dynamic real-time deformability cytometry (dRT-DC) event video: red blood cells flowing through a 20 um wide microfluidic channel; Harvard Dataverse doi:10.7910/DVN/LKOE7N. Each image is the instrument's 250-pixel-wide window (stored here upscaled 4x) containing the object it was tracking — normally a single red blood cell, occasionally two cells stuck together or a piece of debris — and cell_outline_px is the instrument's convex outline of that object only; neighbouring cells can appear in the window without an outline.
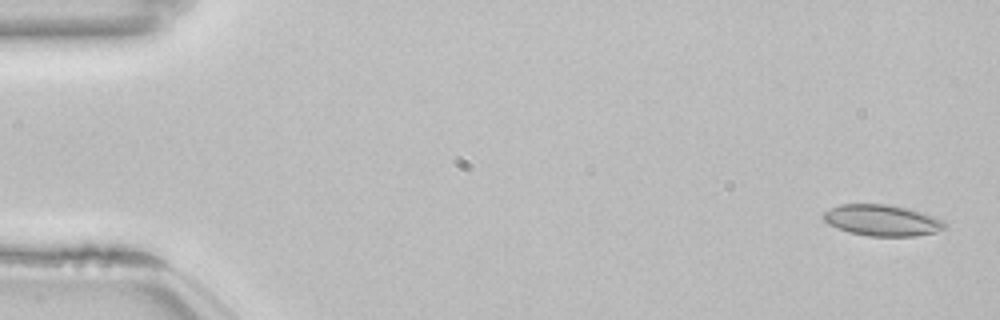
{"species": "common noctule bat (a hibernating species)", "species_latin": "Nyctalus noctula", "temperature_condition": "room temperature", "stored_images_in_passage": 13, "camera_frame_rate_fps": 3000, "um_per_image_px": 0.085, "animal": {"sex": "female", "body_mass_g": 22.7, "forearm_length_mm": 54.2}, "frame": {"image": 1, "passage_image": 2, "time_ms": 0.333, "image_size_px": [1000, 320], "cell_outline_px": [[948, 224], [944, 228], [936, 232], [916, 236], [868, 236], [848, 232], [828, 224], [820, 216], [824, 212], [840, 204], [888, 204], [920, 212], [944, 220]], "centroid_in_image_um": [74.96, 18.73], "position_along_channel_um": 10.0, "area_um2": 22.02}}